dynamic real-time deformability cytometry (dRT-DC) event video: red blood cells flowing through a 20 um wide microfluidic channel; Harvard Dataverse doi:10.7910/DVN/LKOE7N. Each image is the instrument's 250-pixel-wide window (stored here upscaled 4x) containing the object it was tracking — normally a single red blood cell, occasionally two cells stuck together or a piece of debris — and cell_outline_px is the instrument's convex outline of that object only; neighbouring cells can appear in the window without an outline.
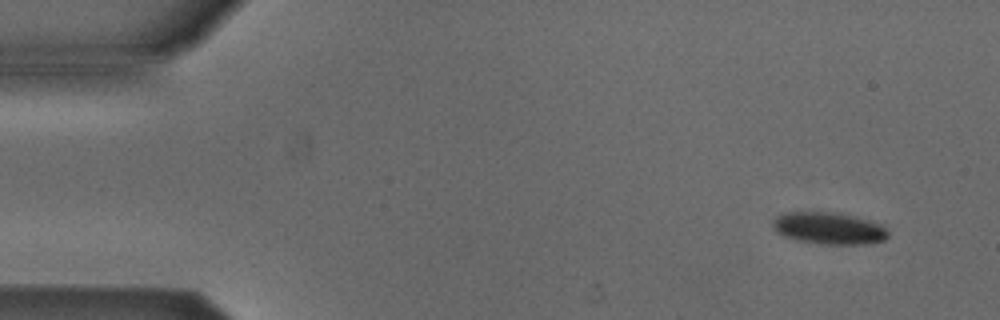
{"species": "Egyptian fruit bat (a non-hibernating species)", "species_latin": "Rousettus aegyptiacus", "temperature_condition": "cold", "stored_images_in_passage": 50, "camera_frame_rate_fps": 3000, "um_per_image_px": 0.085, "animal": {"sex": "male"}, "frame": {"image": 1, "passage_image": 1, "time_ms": 0.0, "image_size_px": [1000, 320], "cell_outline_px": [[888, 236], [884, 240], [872, 244], [820, 244], [796, 240], [784, 236], [772, 224], [772, 220], [776, 216], [788, 212], [840, 212], [856, 216], [880, 224], [888, 232]], "centroid_in_image_um": [70.49, 19.4], "position_along_channel_um": 14.5, "area_um2": 21.5}}
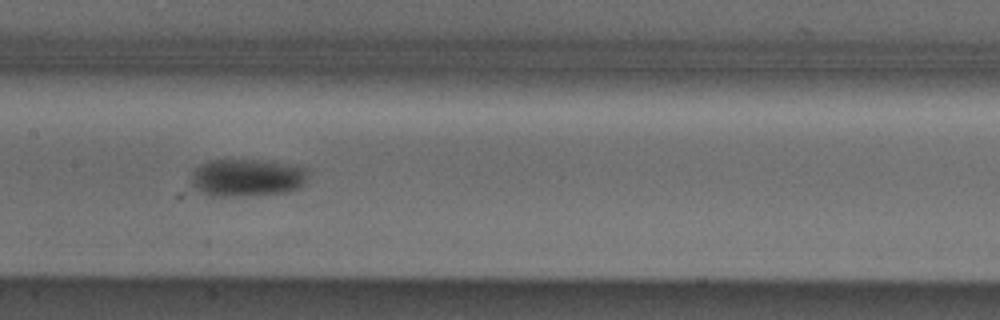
{"frame": {"image": 2, "passage_image": 23, "time_ms": 7.333, "image_size_px": [1000, 320], "cell_outline_px": [[308, 168], [304, 184], [300, 188], [284, 192], [240, 196], [212, 196], [200, 192], [192, 184], [192, 172], [200, 164], [208, 160], [256, 160], [284, 164]], "centroid_in_image_um": [20.97, 15.1], "position_along_channel_um": 186.4, "area_um2": 25.32}}
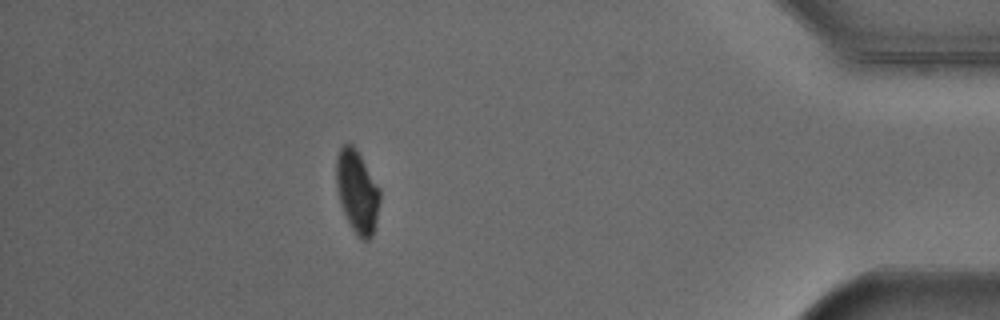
{"frame": {"image": 3, "passage_image": 44, "time_ms": 14.333, "image_size_px": [1000, 320], "cell_outline_px": [[380, 200], [376, 220], [372, 236], [368, 240], [360, 240], [352, 228], [340, 204], [336, 188], [336, 156], [340, 148], [344, 144], [352, 144], [356, 148], [380, 188]], "centroid_in_image_um": [30.35, 16.27], "position_along_channel_um": 404.9, "area_um2": 21.04}, "authors_computed_cell_mechanics": {"area_um2": 22.7732, "velocity_mm_per_s": 3.843, "shape_relaxation_time_tau1_ms": 3.705, "shape_relaxation_time_tau2_ms": null, "deformation_change_tau1": 0.0981, "deformation_change_tau2": null}}